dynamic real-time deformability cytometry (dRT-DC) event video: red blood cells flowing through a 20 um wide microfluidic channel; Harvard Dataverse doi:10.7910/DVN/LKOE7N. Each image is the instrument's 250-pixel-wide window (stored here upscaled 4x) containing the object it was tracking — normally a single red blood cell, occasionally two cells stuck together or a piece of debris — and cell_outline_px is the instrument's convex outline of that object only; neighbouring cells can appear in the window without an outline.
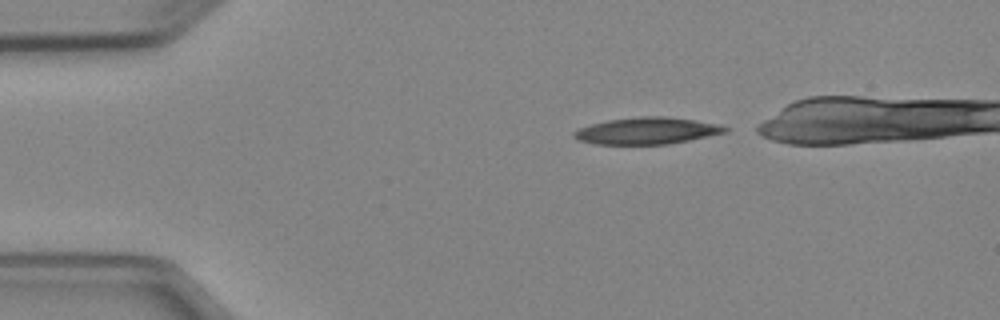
{"species": "Egyptian fruit bat (a non-hibernating species)", "species_latin": "Rousettus aegyptiacus", "temperature_condition": "cold", "stored_images_in_passage": 4, "segment_of_instrument_passage": [2, 2], "camera_frame_rate_fps": 3000, "um_per_image_px": 0.085, "animal": {"sex": "female"}, "frame": {"image": 1, "passage_image": 4, "time_ms": 3.667, "image_size_px": [1000, 320], "cell_outline_px": [[728, 132], [668, 144], [596, 144], [580, 140], [572, 136], [572, 132], [580, 128], [592, 124], [608, 120], [640, 116], [664, 116], [696, 120], [716, 124], [728, 128]], "centroid_in_image_um": [54.98, 11.11], "position_along_channel_um": 30.0, "area_um2": 23.35}}